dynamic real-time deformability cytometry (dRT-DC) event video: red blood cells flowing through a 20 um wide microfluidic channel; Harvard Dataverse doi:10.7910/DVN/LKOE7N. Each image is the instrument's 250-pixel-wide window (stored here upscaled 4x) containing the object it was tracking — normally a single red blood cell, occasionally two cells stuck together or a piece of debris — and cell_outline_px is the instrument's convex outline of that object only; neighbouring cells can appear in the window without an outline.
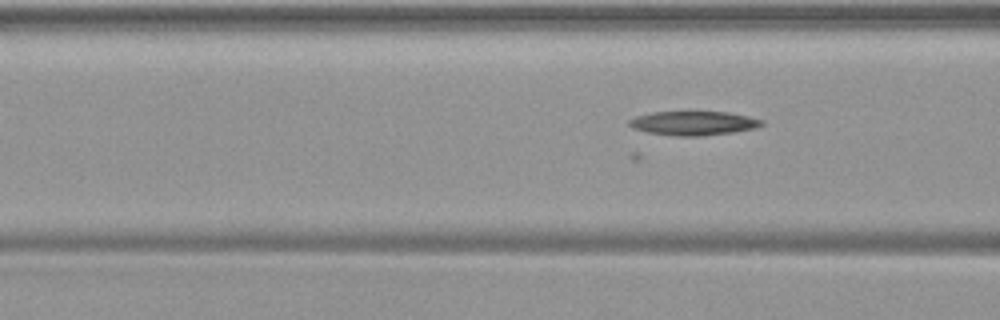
{"species": "common noctule bat (a hibernating species)", "species_latin": "Nyctalus noctula", "temperature_condition": "warm", "stored_images_in_passage": 23, "camera_frame_rate_fps": 3000, "um_per_image_px": 0.085, "animal": {"sex": "female", "body_mass_g": 19.9}, "frame": {"image": 1, "passage_image": 7, "time_ms": 2.0, "image_size_px": [1000, 320], "cell_outline_px": [[764, 124], [756, 128], [732, 132], [700, 136], [676, 136], [648, 132], [632, 128], [628, 124], [628, 120], [636, 116], [652, 112], [728, 112], [748, 116], [764, 120]], "centroid_in_image_um": [58.95, 10.47], "position_along_channel_um": 107.7, "area_um2": 18.55}}
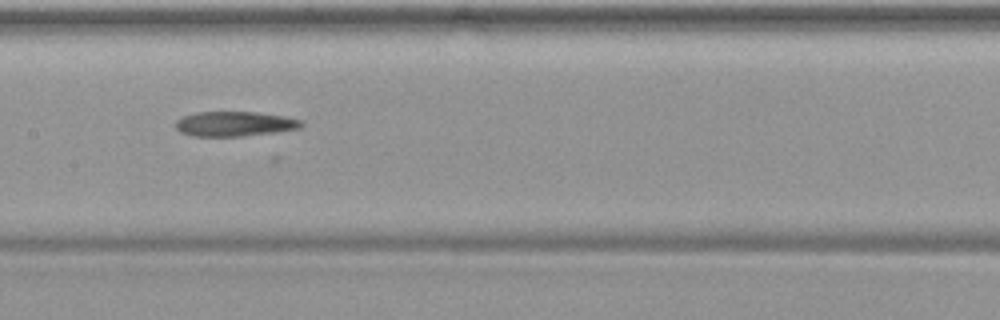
{"frame": {"image": 2, "passage_image": 13, "time_ms": 4.0, "image_size_px": [1000, 320], "cell_outline_px": [[304, 124], [300, 128], [244, 136], [192, 136], [180, 132], [176, 128], [176, 120], [184, 116], [196, 112], [256, 112], [284, 116], [300, 120]], "centroid_in_image_um": [19.91, 10.53], "position_along_channel_um": 187.5, "area_um2": 18.03}}
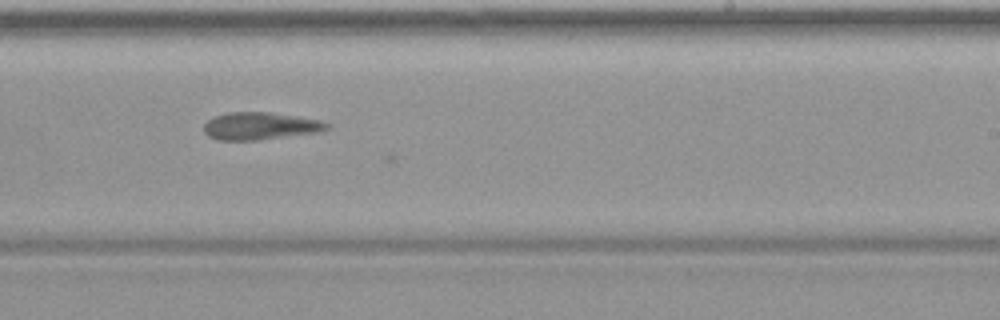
{"frame": {"image": 3, "passage_image": 19, "time_ms": 6.0, "image_size_px": [1000, 320], "cell_outline_px": [[332, 128], [320, 132], [256, 140], [216, 140], [208, 136], [204, 132], [204, 124], [212, 116], [228, 112], [268, 112], [320, 120], [332, 124]], "centroid_in_image_um": [22.12, 10.71], "position_along_channel_um": 266.9, "area_um2": 19.83}}